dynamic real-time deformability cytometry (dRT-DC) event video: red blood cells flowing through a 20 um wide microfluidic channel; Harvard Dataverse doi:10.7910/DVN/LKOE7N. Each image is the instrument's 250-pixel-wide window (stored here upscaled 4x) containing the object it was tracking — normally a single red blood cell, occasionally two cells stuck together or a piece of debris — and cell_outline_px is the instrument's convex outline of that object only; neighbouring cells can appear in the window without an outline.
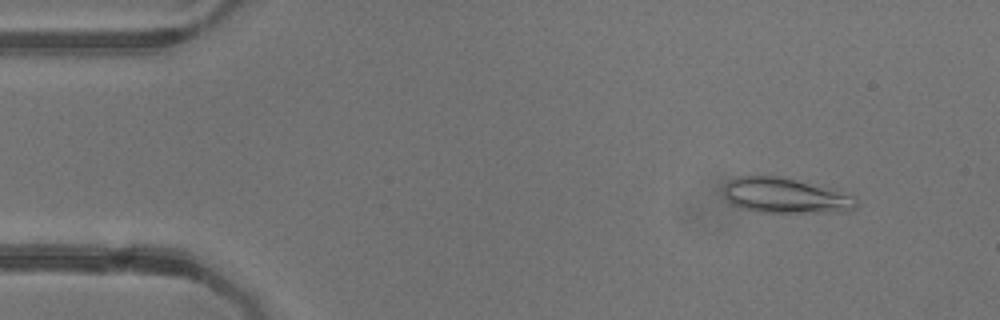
{"species": "common noctule bat (a hibernating species)", "species_latin": "Nyctalus noctula", "temperature_condition": "warm", "stored_images_in_passage": 51, "camera_frame_rate_fps": 3000, "um_per_image_px": 0.085, "animal": {"sex": "female"}, "frame": {"image": 1, "passage_image": 5, "time_ms": 1.333, "image_size_px": [1000, 320], "cell_outline_px": [[856, 208], [848, 212], [760, 212], [740, 208], [732, 204], [724, 196], [724, 184], [728, 180], [736, 176], [776, 176], [808, 184], [836, 192], [848, 196], [856, 200]], "centroid_in_image_um": [66.62, 16.65], "position_along_channel_um": 18.4, "area_um2": 26.41}}
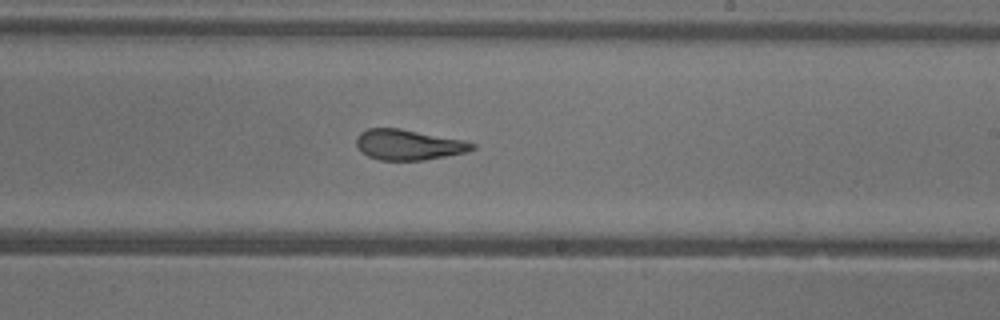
{"frame": {"image": 2, "passage_image": 30, "time_ms": 9.667, "image_size_px": [1000, 320], "cell_outline_px": [[476, 148], [468, 152], [424, 160], [380, 160], [368, 156], [356, 144], [356, 136], [360, 132], [368, 128], [400, 128], [464, 140], [476, 144]], "centroid_in_image_um": [34.75, 12.29], "position_along_channel_um": 254.3, "area_um2": 20.58}}
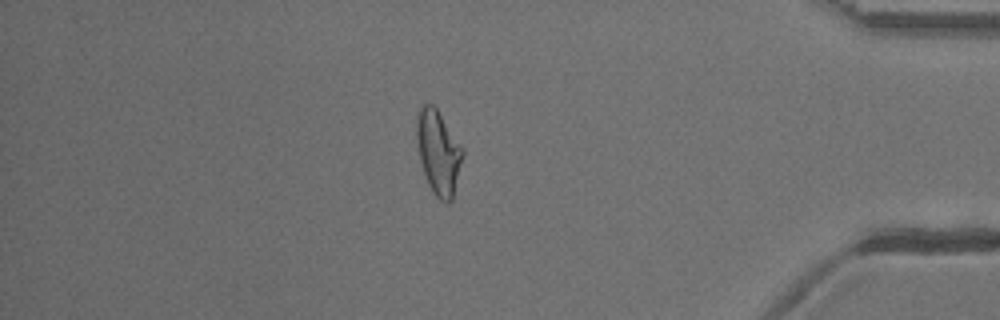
{"frame": {"image": 3, "passage_image": 44, "time_ms": 14.333, "image_size_px": [1000, 320], "cell_outline_px": [[464, 156], [452, 200], [448, 204], [444, 204], [432, 192], [428, 184], [420, 160], [416, 140], [416, 120], [420, 108], [424, 104], [432, 104], [436, 108], [464, 148]], "centroid_in_image_um": [37.28, 12.98], "position_along_channel_um": 397.9, "area_um2": 22.72}, "authors_computed_cell_mechanics": {"area_um2": 22.542, "velocity_mm_per_s": 3.9346, "shape_relaxation_time_tau1_ms": 8.289, "shape_relaxation_time_tau2_ms": 1.3714, "deformation_change_tau1": 0.2525, "deformation_change_tau2": 0.0987}}